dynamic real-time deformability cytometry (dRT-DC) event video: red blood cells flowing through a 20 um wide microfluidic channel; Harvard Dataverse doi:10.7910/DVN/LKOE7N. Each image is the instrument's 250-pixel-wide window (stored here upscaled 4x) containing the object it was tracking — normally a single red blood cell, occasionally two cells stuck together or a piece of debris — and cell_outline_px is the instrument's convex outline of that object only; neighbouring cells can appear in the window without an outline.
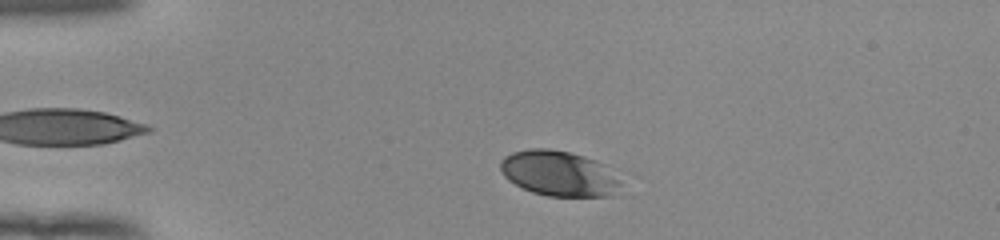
{"species": "human", "species_latin": "Homo sapiens", "temperature_condition": "room temperature", "stored_images_in_passage": 45, "camera_frame_rate_fps": 3000, "um_per_image_px": 0.085, "donor": {"sex": "female"}, "frame": {"image": 1, "passage_image": 5, "time_ms": 1.333, "image_size_px": [1000, 240], "cell_outline_px": [[624, 192], [612, 196], [548, 196], [532, 192], [508, 180], [504, 176], [500, 168], [500, 160], [504, 156], [512, 152], [532, 148], [548, 148], [568, 152], [584, 156], [596, 160], [604, 164], [620, 184]], "centroid_in_image_um": [47.51, 14.75], "position_along_channel_um": 37.5, "area_um2": 31.91}}
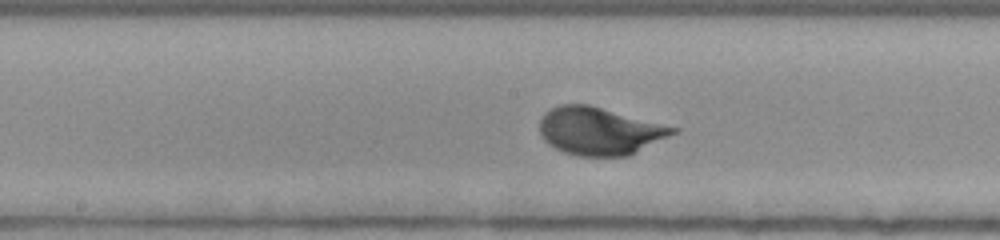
{"frame": {"image": 2, "passage_image": 21, "time_ms": 6.667, "image_size_px": [1000, 240], "cell_outline_px": [[680, 132], [628, 156], [576, 156], [564, 152], [556, 148], [544, 140], [540, 132], [540, 120], [544, 112], [560, 104], [588, 104], [680, 128]], "centroid_in_image_um": [51.0, 11.14], "position_along_channel_um": 197.2, "area_um2": 37.17}}
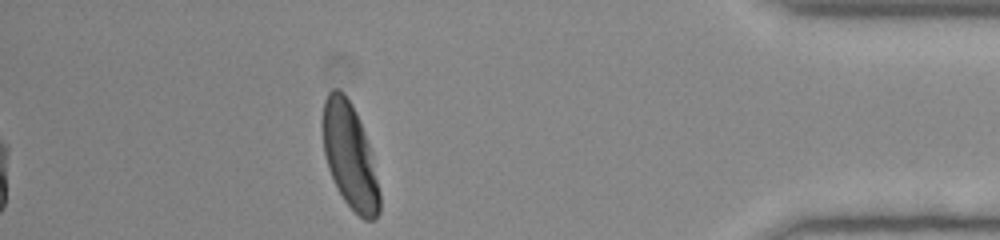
{"frame": {"image": 3, "passage_image": 40, "time_ms": 13.0, "image_size_px": [1000, 240], "cell_outline_px": [[380, 212], [376, 220], [364, 220], [344, 200], [328, 168], [324, 152], [320, 124], [324, 100], [328, 92], [332, 88], [340, 88], [344, 92], [352, 104], [356, 112], [368, 144], [380, 192]], "centroid_in_image_um": [29.7, 13.2], "position_along_channel_um": 405.5, "area_um2": 34.8}, "authors_computed_cell_mechanics": {"area_um2": 35.0268, "velocity_mm_per_s": 3.9108, "shape_relaxation_time_tau1_ms": 2.1853, "shape_relaxation_time_tau2_ms": null, "deformation_change_tau1": 0.156, "deformation_change_tau2": null}}